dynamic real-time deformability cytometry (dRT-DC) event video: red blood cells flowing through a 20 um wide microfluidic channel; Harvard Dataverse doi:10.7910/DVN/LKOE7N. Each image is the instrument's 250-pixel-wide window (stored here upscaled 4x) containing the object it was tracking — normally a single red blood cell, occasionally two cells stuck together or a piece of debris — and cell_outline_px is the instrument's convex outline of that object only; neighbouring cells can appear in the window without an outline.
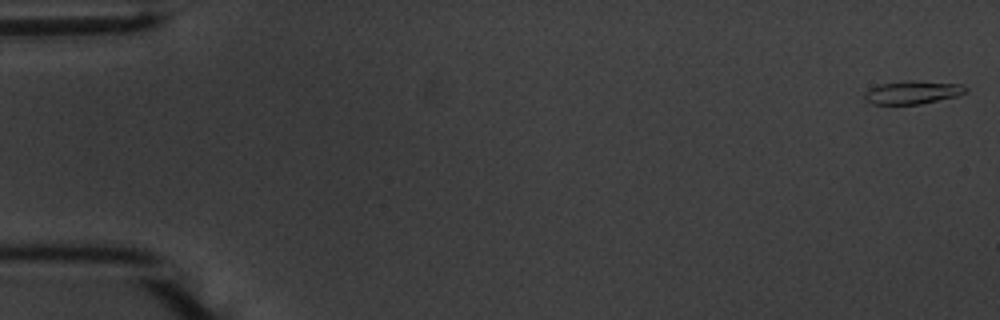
{"species": "common noctule bat (a hibernating species)", "species_latin": "Nyctalus noctula", "temperature_condition": "warm", "stored_images_in_passage": 55, "camera_frame_rate_fps": 3000, "um_per_image_px": 0.085, "animal": {"sex": "male", "body_mass_g": 20.1, "forearm_length_mm": 53.5}, "frame": {"image": 1, "passage_image": 1, "time_ms": 0.0, "image_size_px": [1000, 320], "cell_outline_px": [[968, 92], [956, 96], [920, 104], [872, 104], [864, 100], [864, 92], [880, 84], [904, 80], [912, 80], [964, 84], [968, 88]], "centroid_in_image_um": [77.59, 7.84], "position_along_channel_um": 7.4, "area_um2": 13.81}}
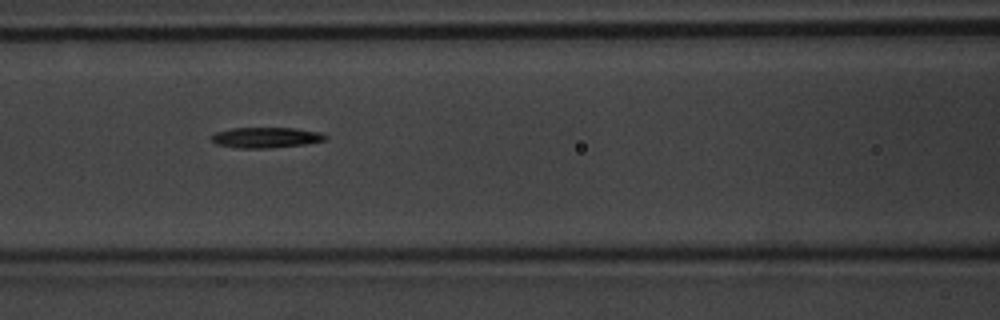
{"frame": {"image": 2, "passage_image": 24, "time_ms": 7.667, "image_size_px": [1000, 320], "cell_outline_px": [[328, 136], [324, 140], [304, 144], [268, 148], [240, 148], [216, 144], [212, 140], [212, 136], [216, 132], [232, 128], [296, 128], [320, 132]], "centroid_in_image_um": [22.61, 11.68], "position_along_channel_um": 144.0, "area_um2": 13.47}}
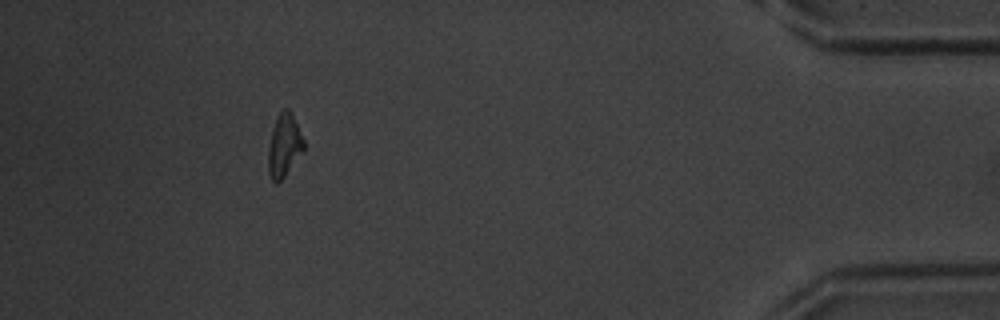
{"frame": {"image": 3, "passage_image": 50, "time_ms": 16.333, "image_size_px": [1000, 320], "cell_outline_px": [[304, 148], [284, 176], [276, 184], [272, 180], [268, 172], [268, 148], [272, 128], [276, 116], [284, 108], [288, 108], [292, 112], [304, 140]], "centroid_in_image_um": [24.13, 12.31], "position_along_channel_um": 411.1, "area_um2": 12.95}, "authors_computed_cell_mechanics": {"area_um2": 13.5252, "velocity_mm_per_s": 3.7218, "shape_relaxation_time_tau1_ms": 3.4542, "shape_relaxation_time_tau2_ms": null, "deformation_change_tau1": 0.1902, "deformation_change_tau2": null}}